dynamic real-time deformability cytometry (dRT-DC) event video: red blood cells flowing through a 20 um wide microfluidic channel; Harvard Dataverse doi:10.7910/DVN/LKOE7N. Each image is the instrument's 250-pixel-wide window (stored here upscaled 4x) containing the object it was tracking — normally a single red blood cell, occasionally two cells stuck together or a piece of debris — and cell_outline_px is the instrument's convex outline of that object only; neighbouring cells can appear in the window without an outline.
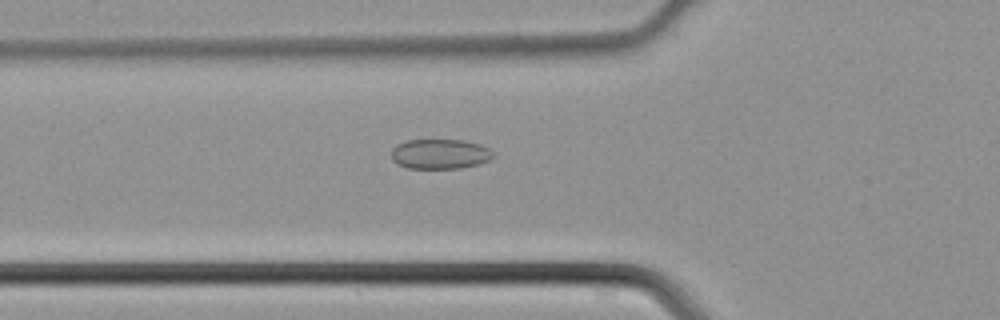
{"species": "common noctule bat (a hibernating species)", "species_latin": "Nyctalus noctula", "temperature_condition": "cold", "stored_images_in_passage": 45, "camera_frame_rate_fps": 3000, "um_per_image_px": 0.085, "animal": {"sex": "male", "body_mass_g": 21.5, "forearm_length_mm": 52.0}, "frame": {"image": 1, "passage_image": 16, "time_ms": 5.0, "image_size_px": [1000, 320], "cell_outline_px": [[496, 156], [480, 164], [460, 168], [408, 168], [396, 164], [392, 160], [392, 148], [396, 144], [408, 140], [464, 140], [480, 144], [496, 152]], "centroid_in_image_um": [37.42, 13.09], "position_along_channel_um": 88.4, "area_um2": 17.98}}
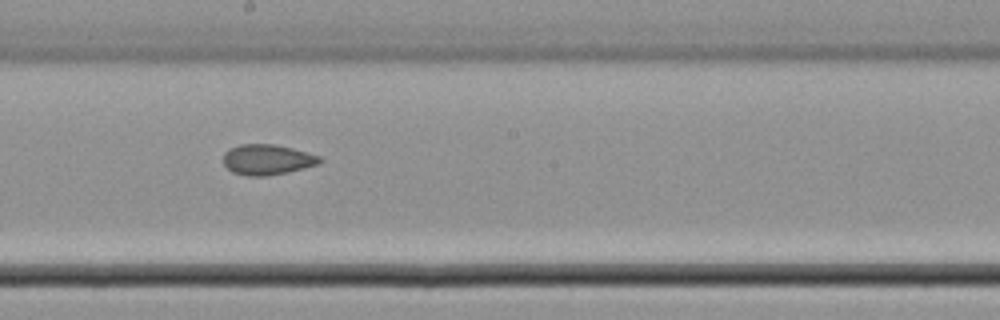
{"frame": {"image": 2, "passage_image": 25, "time_ms": 8.0, "image_size_px": [1000, 320], "cell_outline_px": [[324, 160], [320, 164], [288, 172], [268, 176], [248, 176], [232, 172], [224, 164], [224, 152], [240, 144], [276, 144], [292, 148], [320, 156]], "centroid_in_image_um": [22.75, 13.57], "position_along_channel_um": 225.5, "area_um2": 17.17}}
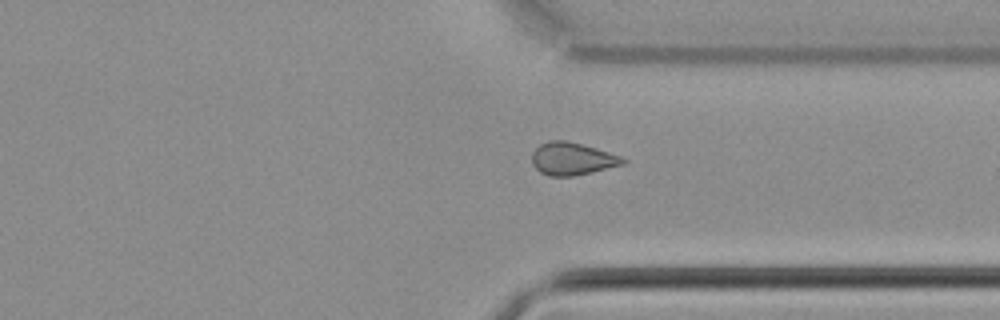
{"frame": {"image": 3, "passage_image": 34, "time_ms": 11.0, "image_size_px": [1000, 320], "cell_outline_px": [[628, 160], [624, 164], [572, 176], [548, 176], [540, 172], [532, 164], [532, 152], [540, 144], [548, 140], [564, 140], [596, 148], [620, 156]], "centroid_in_image_um": [48.6, 13.49], "position_along_channel_um": 362.8, "area_um2": 17.11}}